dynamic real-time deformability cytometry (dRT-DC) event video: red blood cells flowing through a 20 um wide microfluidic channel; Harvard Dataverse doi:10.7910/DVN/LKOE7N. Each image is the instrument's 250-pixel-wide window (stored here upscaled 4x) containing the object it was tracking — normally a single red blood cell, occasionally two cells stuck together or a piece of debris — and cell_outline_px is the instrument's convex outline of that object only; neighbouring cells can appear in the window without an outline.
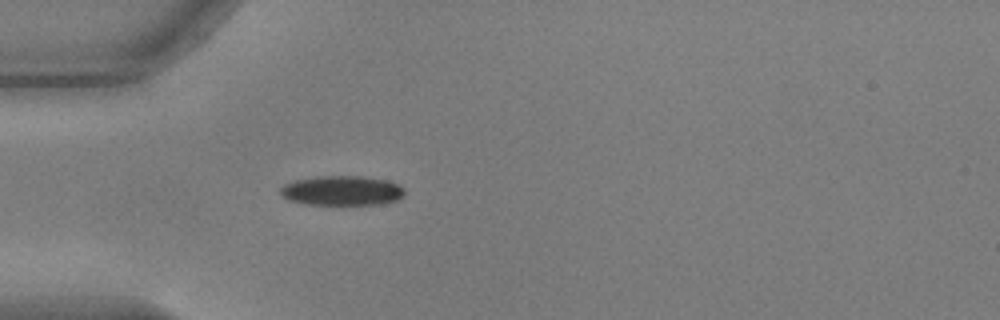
{"species": "common noctule bat (a hibernating species)", "species_latin": "Nyctalus noctula", "temperature_condition": "warm", "stored_images_in_passage": 39, "camera_frame_rate_fps": 3000, "um_per_image_px": 0.085, "animal": {"sex": "male", "body_mass_g": 17.9, "forearm_length_mm": 54.2}, "frame": {"image": 1, "passage_image": 1, "time_ms": 0.0, "image_size_px": [1000, 320], "cell_outline_px": [[404, 196], [396, 200], [380, 204], [304, 204], [288, 200], [280, 192], [280, 188], [284, 184], [296, 180], [320, 176], [364, 176], [384, 180], [396, 184], [404, 188]], "centroid_in_image_um": [29.05, 16.2], "position_along_channel_um": 55.9, "area_um2": 21.27}}
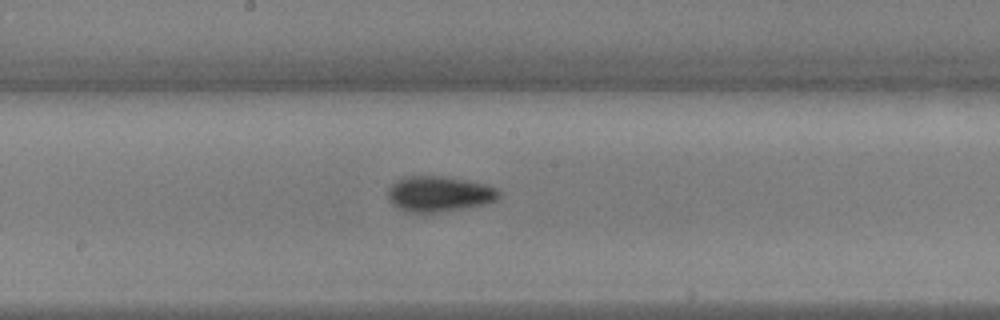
{"frame": {"image": 2, "passage_image": 14, "time_ms": 4.333, "image_size_px": [1000, 320], "cell_outline_px": [[500, 196], [496, 200], [488, 204], [468, 208], [436, 212], [408, 212], [392, 204], [388, 196], [388, 188], [396, 180], [404, 176], [444, 176], [484, 184], [496, 188], [500, 192]], "centroid_in_image_um": [37.34, 16.48], "position_along_channel_um": 210.9, "area_um2": 23.0}}
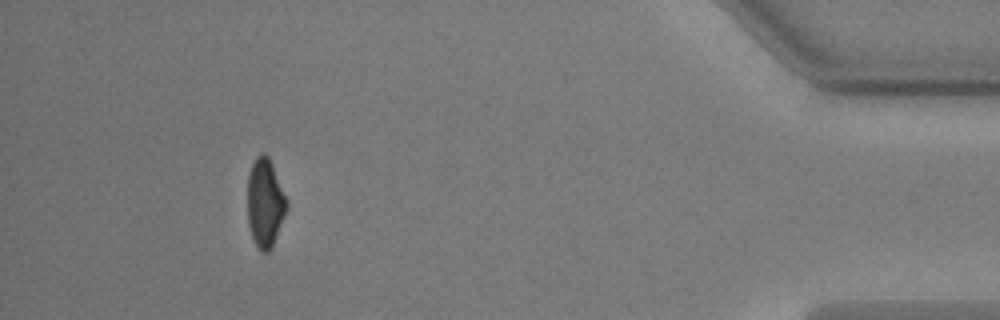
{"frame": {"image": 3, "passage_image": 35, "time_ms": 11.333, "image_size_px": [1000, 320], "cell_outline_px": [[288, 208], [272, 248], [268, 252], [260, 252], [252, 236], [248, 224], [248, 172], [256, 156], [260, 152], [268, 156], [272, 164], [288, 200]], "centroid_in_image_um": [22.54, 17.25], "position_along_channel_um": 412.7, "area_um2": 20.4}, "authors_computed_cell_mechanics": {"area_um2": 21.8484, "velocity_mm_per_s": 3.7121, "shape_relaxation_time_tau1_ms": 3.272, "shape_relaxation_time_tau2_ms": 3.7086, "deformation_change_tau1": 0.1434, "deformation_change_tau2": 0.0759}}